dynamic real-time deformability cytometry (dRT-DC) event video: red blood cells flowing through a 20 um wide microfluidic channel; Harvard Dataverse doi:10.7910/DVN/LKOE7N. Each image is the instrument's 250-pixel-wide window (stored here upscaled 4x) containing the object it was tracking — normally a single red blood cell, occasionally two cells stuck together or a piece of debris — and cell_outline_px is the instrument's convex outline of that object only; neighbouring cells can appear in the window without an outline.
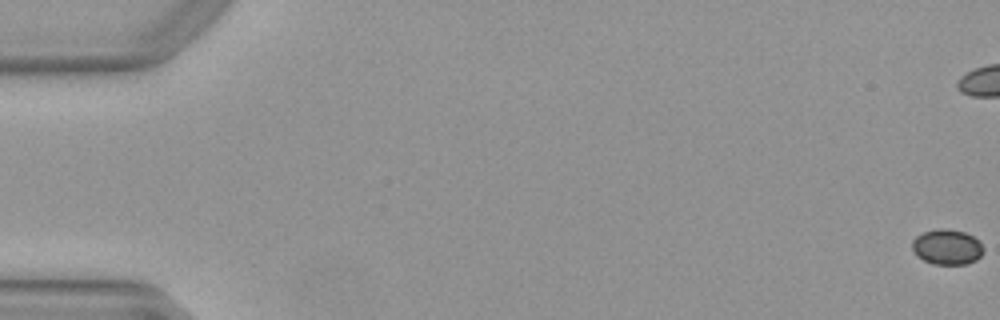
{"species": "Egyptian fruit bat (a non-hibernating species)", "species_latin": "Rousettus aegyptiacus", "temperature_condition": "warm", "stored_images_in_passage": 11, "camera_frame_rate_fps": 3000, "um_per_image_px": 0.085, "animal": {"sex": "female"}, "frame": {"image": 1, "passage_image": 1, "time_ms": 0.0, "image_size_px": [1000, 320], "cell_outline_px": [[984, 252], [976, 260], [968, 264], [932, 264], [916, 256], [912, 248], [912, 240], [916, 236], [924, 232], [940, 228], [944, 228], [964, 232], [972, 236], [984, 248]], "centroid_in_image_um": [80.48, 21.0], "position_along_channel_um": 4.5, "area_um2": 14.62}}